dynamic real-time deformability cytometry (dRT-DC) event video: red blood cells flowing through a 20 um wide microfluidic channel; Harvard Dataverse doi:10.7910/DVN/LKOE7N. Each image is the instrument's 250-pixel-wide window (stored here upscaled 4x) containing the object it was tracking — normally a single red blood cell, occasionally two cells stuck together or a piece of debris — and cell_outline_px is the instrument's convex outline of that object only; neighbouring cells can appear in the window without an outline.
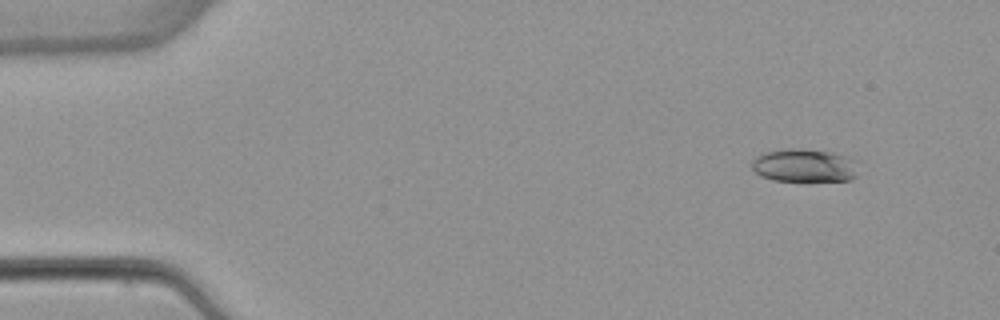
{"species": "common noctule bat (a hibernating species)", "species_latin": "Nyctalus noctula", "temperature_condition": "warm", "stored_images_in_passage": 5, "camera_frame_rate_fps": 3000, "um_per_image_px": 0.085, "animal": {"sex": "female", "body_mass_g": 22.7, "forearm_length_mm": 54.2}, "frame": {"image": 1, "passage_image": 2, "time_ms": 1.0, "image_size_px": [1000, 320], "cell_outline_px": [[860, 160], [856, 176], [852, 180], [808, 184], [772, 180], [760, 176], [752, 168], [752, 160], [756, 156], [764, 152], [788, 148], [800, 148], [828, 152]], "centroid_in_image_um": [68.42, 14.13], "position_along_channel_um": 16.6, "area_um2": 21.85}}
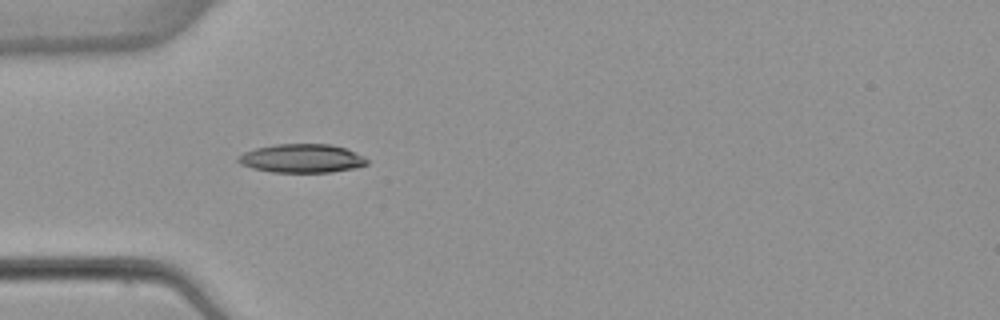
{"frame": {"image": 2, "passage_image": 5, "time_ms": 4.667, "image_size_px": [1000, 320], "cell_outline_px": [[368, 164], [356, 168], [332, 172], [272, 172], [252, 168], [240, 164], [236, 160], [236, 156], [244, 152], [256, 148], [276, 144], [332, 144], [344, 148], [364, 156], [368, 160]], "centroid_in_image_um": [25.64, 13.46], "position_along_channel_um": 59.4, "area_um2": 21.62}}